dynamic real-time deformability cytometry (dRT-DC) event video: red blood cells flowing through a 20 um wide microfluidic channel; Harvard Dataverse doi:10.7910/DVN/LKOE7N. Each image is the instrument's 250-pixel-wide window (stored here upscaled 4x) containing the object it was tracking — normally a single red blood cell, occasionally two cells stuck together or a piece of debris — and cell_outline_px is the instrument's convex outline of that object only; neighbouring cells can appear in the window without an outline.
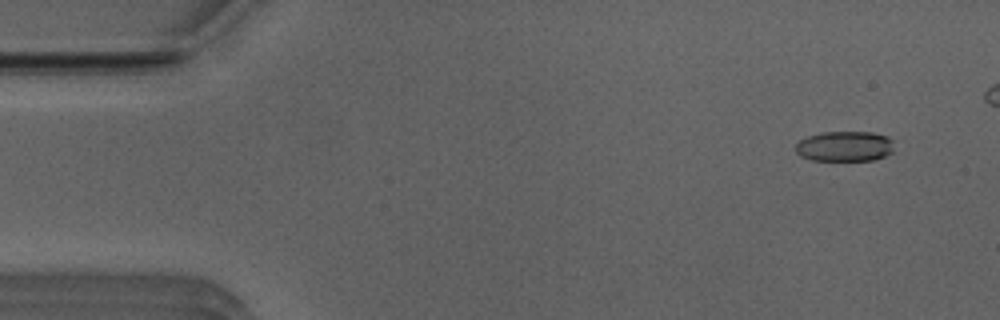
{"species": "Egyptian fruit bat (a non-hibernating species)", "species_latin": "Rousettus aegyptiacus", "temperature_condition": "room temperature", "stored_images_in_passage": 47, "camera_frame_rate_fps": 3000, "um_per_image_px": 0.085, "animal": {"sex": "male"}, "frame": {"image": 1, "passage_image": 4, "time_ms": 1.0, "image_size_px": [1000, 320], "cell_outline_px": [[892, 152], [884, 156], [872, 160], [812, 160], [800, 156], [796, 152], [796, 144], [800, 140], [808, 136], [820, 132], [872, 132], [888, 136], [892, 140]], "centroid_in_image_um": [71.79, 12.43], "position_along_channel_um": 13.2, "area_um2": 17.34}}
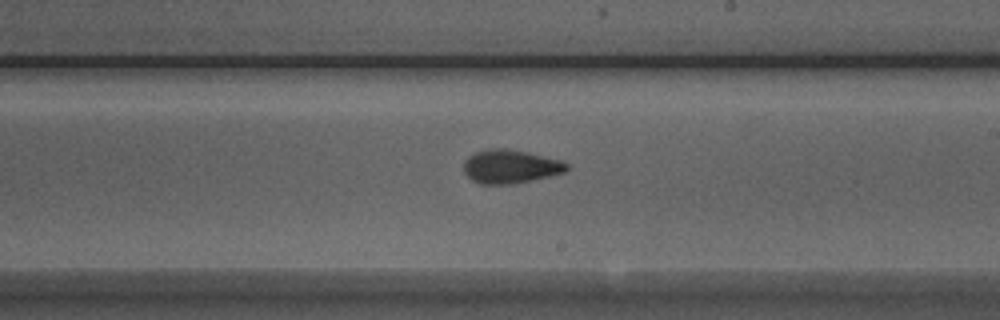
{"frame": {"image": 2, "passage_image": 30, "time_ms": 9.667, "image_size_px": [1000, 320], "cell_outline_px": [[568, 168], [564, 172], [548, 176], [512, 184], [480, 184], [472, 180], [464, 172], [464, 160], [468, 156], [476, 152], [488, 148], [508, 148], [528, 152], [560, 160], [568, 164]], "centroid_in_image_um": [43.35, 14.14], "position_along_channel_um": 245.7, "area_um2": 20.11}}
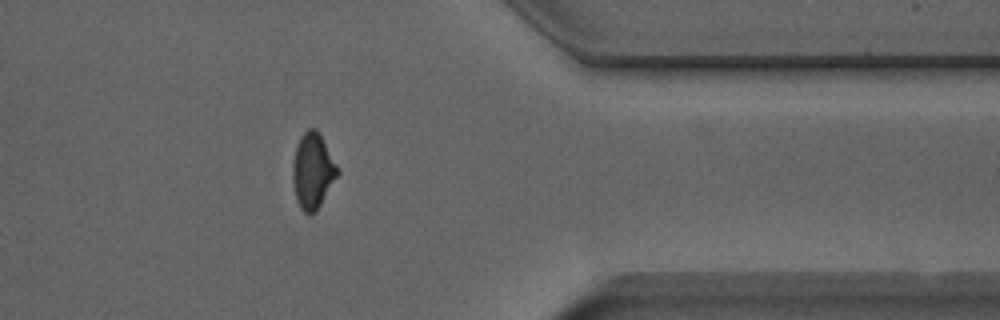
{"frame": {"image": 3, "passage_image": 42, "time_ms": 13.667, "image_size_px": [1000, 320], "cell_outline_px": [[340, 172], [316, 212], [312, 216], [308, 216], [300, 208], [296, 200], [292, 184], [292, 164], [296, 148], [300, 136], [308, 128], [316, 128], [336, 164]], "centroid_in_image_um": [26.56, 14.58], "position_along_channel_um": 384.8, "area_um2": 19.83}, "authors_computed_cell_mechanics": {"area_um2": 19.4786, "velocity_mm_per_s": 3.9251, "shape_relaxation_time_tau1_ms": 4.4946, "shape_relaxation_time_tau2_ms": 2.1222, "deformation_change_tau1": 0.1496, "deformation_change_tau2": 0.0757}}